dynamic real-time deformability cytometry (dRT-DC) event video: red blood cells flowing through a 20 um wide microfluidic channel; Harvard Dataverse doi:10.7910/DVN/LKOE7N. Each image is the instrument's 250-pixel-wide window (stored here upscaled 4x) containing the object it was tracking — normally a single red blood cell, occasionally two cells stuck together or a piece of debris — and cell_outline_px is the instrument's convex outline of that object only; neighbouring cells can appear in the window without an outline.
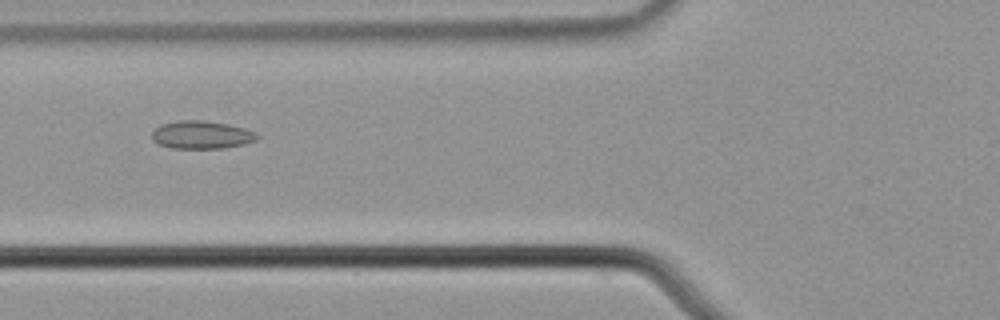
{"species": "common noctule bat (a hibernating species)", "species_latin": "Nyctalus noctula", "temperature_condition": "cold", "stored_images_in_passage": 3, "camera_frame_rate_fps": 3000, "um_per_image_px": 0.085, "animal": {"sex": "male", "body_mass_g": 21.5, "forearm_length_mm": 52.0}, "frame": {"image": 1, "passage_image": 3, "time_ms": 0.667, "image_size_px": [1000, 320], "cell_outline_px": [[260, 136], [256, 140], [244, 144], [224, 148], [172, 148], [160, 144], [152, 140], [152, 132], [160, 124], [176, 120], [204, 120], [228, 124], [244, 128], [256, 132]], "centroid_in_image_um": [17.14, 11.45], "position_along_channel_um": 108.7, "area_um2": 17.22}}